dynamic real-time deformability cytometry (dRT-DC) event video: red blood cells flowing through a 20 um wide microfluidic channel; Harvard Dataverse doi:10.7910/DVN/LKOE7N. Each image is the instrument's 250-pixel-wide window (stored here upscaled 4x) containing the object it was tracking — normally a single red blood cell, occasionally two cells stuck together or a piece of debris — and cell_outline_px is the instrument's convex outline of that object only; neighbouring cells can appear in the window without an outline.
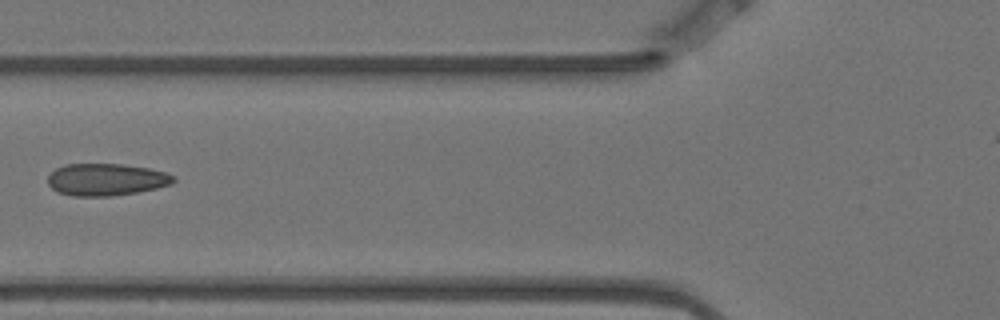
{"species": "Egyptian fruit bat (a non-hibernating species)", "species_latin": "Rousettus aegyptiacus", "temperature_condition": "warm", "stored_images_in_passage": 5, "camera_frame_rate_fps": 3000, "um_per_image_px": 0.085, "animal": {"sex": "female"}, "frame": {"image": 1, "passage_image": 5, "time_ms": 1.333, "image_size_px": [1000, 320], "cell_outline_px": [[176, 180], [172, 184], [156, 188], [136, 192], [112, 196], [72, 196], [56, 192], [48, 184], [48, 176], [56, 168], [64, 164], [120, 164], [148, 168], [164, 172], [172, 176]], "centroid_in_image_um": [8.99, 15.27], "position_along_channel_um": 116.8, "area_um2": 23.47}}